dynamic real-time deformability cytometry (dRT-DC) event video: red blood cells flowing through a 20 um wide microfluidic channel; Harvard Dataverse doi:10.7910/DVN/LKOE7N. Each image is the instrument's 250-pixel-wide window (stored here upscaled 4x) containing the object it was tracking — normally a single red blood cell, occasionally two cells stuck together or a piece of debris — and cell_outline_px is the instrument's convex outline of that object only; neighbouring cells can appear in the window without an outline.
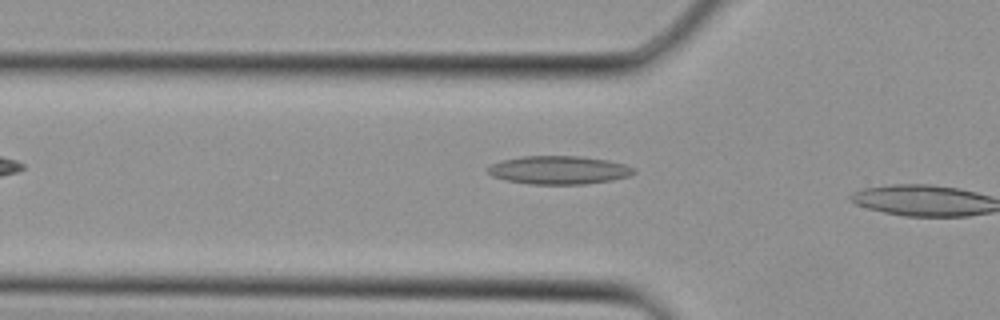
{"species": "Egyptian fruit bat (a non-hibernating species)", "species_latin": "Rousettus aegyptiacus", "temperature_condition": "cold", "stored_images_in_passage": 3, "camera_frame_rate_fps": 3000, "um_per_image_px": 0.085, "animal": {"sex": "female"}, "frame": {"image": 1, "passage_image": 2, "time_ms": 0.333, "image_size_px": [1000, 320], "cell_outline_px": [[636, 172], [632, 176], [612, 180], [584, 184], [528, 184], [504, 180], [492, 176], [484, 168], [500, 160], [520, 156], [580, 156], [608, 160], [624, 164], [636, 168]], "centroid_in_image_um": [47.49, 14.45], "position_along_channel_um": 78.3, "area_um2": 24.45}}